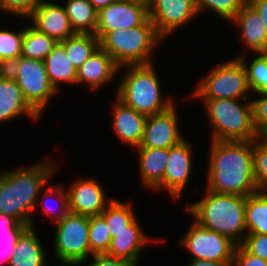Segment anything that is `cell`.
<instances>
[{
	"mask_svg": "<svg viewBox=\"0 0 267 266\" xmlns=\"http://www.w3.org/2000/svg\"><path fill=\"white\" fill-rule=\"evenodd\" d=\"M197 83L191 94L195 99H249L252 93L247 72L242 61L236 57L216 65ZM251 92V93H250Z\"/></svg>",
	"mask_w": 267,
	"mask_h": 266,
	"instance_id": "obj_7",
	"label": "cell"
},
{
	"mask_svg": "<svg viewBox=\"0 0 267 266\" xmlns=\"http://www.w3.org/2000/svg\"><path fill=\"white\" fill-rule=\"evenodd\" d=\"M233 262H218L204 259H191L187 266H232Z\"/></svg>",
	"mask_w": 267,
	"mask_h": 266,
	"instance_id": "obj_42",
	"label": "cell"
},
{
	"mask_svg": "<svg viewBox=\"0 0 267 266\" xmlns=\"http://www.w3.org/2000/svg\"><path fill=\"white\" fill-rule=\"evenodd\" d=\"M91 258L93 261L87 263L86 266H138V264L129 260L111 257L106 254L92 255Z\"/></svg>",
	"mask_w": 267,
	"mask_h": 266,
	"instance_id": "obj_40",
	"label": "cell"
},
{
	"mask_svg": "<svg viewBox=\"0 0 267 266\" xmlns=\"http://www.w3.org/2000/svg\"><path fill=\"white\" fill-rule=\"evenodd\" d=\"M112 57L100 46L77 69L76 84H84L96 91L117 78L121 70Z\"/></svg>",
	"mask_w": 267,
	"mask_h": 266,
	"instance_id": "obj_18",
	"label": "cell"
},
{
	"mask_svg": "<svg viewBox=\"0 0 267 266\" xmlns=\"http://www.w3.org/2000/svg\"><path fill=\"white\" fill-rule=\"evenodd\" d=\"M127 1H131V2L142 4L146 8L149 9V7L151 6L153 0H127Z\"/></svg>",
	"mask_w": 267,
	"mask_h": 266,
	"instance_id": "obj_44",
	"label": "cell"
},
{
	"mask_svg": "<svg viewBox=\"0 0 267 266\" xmlns=\"http://www.w3.org/2000/svg\"><path fill=\"white\" fill-rule=\"evenodd\" d=\"M148 18V8L144 5L127 0H117L98 11L95 35L100 41L108 32L120 28H136Z\"/></svg>",
	"mask_w": 267,
	"mask_h": 266,
	"instance_id": "obj_13",
	"label": "cell"
},
{
	"mask_svg": "<svg viewBox=\"0 0 267 266\" xmlns=\"http://www.w3.org/2000/svg\"><path fill=\"white\" fill-rule=\"evenodd\" d=\"M191 145L185 138L168 149V162L163 177V190L165 189L175 200L181 197L193 171L192 160L194 153Z\"/></svg>",
	"mask_w": 267,
	"mask_h": 266,
	"instance_id": "obj_16",
	"label": "cell"
},
{
	"mask_svg": "<svg viewBox=\"0 0 267 266\" xmlns=\"http://www.w3.org/2000/svg\"><path fill=\"white\" fill-rule=\"evenodd\" d=\"M240 245L247 252L267 260V234H246Z\"/></svg>",
	"mask_w": 267,
	"mask_h": 266,
	"instance_id": "obj_38",
	"label": "cell"
},
{
	"mask_svg": "<svg viewBox=\"0 0 267 266\" xmlns=\"http://www.w3.org/2000/svg\"><path fill=\"white\" fill-rule=\"evenodd\" d=\"M43 62L47 77L57 92L62 90L59 89L63 84L62 82L76 85L77 69L72 65L61 42H57Z\"/></svg>",
	"mask_w": 267,
	"mask_h": 266,
	"instance_id": "obj_24",
	"label": "cell"
},
{
	"mask_svg": "<svg viewBox=\"0 0 267 266\" xmlns=\"http://www.w3.org/2000/svg\"><path fill=\"white\" fill-rule=\"evenodd\" d=\"M57 169L58 164L47 159L30 167L0 171V231L35 226L32 212Z\"/></svg>",
	"mask_w": 267,
	"mask_h": 266,
	"instance_id": "obj_1",
	"label": "cell"
},
{
	"mask_svg": "<svg viewBox=\"0 0 267 266\" xmlns=\"http://www.w3.org/2000/svg\"><path fill=\"white\" fill-rule=\"evenodd\" d=\"M99 11L117 0H88Z\"/></svg>",
	"mask_w": 267,
	"mask_h": 266,
	"instance_id": "obj_43",
	"label": "cell"
},
{
	"mask_svg": "<svg viewBox=\"0 0 267 266\" xmlns=\"http://www.w3.org/2000/svg\"><path fill=\"white\" fill-rule=\"evenodd\" d=\"M174 104L166 111L148 116L140 147L169 149L185 137L181 134L179 117Z\"/></svg>",
	"mask_w": 267,
	"mask_h": 266,
	"instance_id": "obj_15",
	"label": "cell"
},
{
	"mask_svg": "<svg viewBox=\"0 0 267 266\" xmlns=\"http://www.w3.org/2000/svg\"><path fill=\"white\" fill-rule=\"evenodd\" d=\"M163 39L148 18L136 28H120L108 32L100 41L105 50L119 66L152 64V55Z\"/></svg>",
	"mask_w": 267,
	"mask_h": 266,
	"instance_id": "obj_6",
	"label": "cell"
},
{
	"mask_svg": "<svg viewBox=\"0 0 267 266\" xmlns=\"http://www.w3.org/2000/svg\"><path fill=\"white\" fill-rule=\"evenodd\" d=\"M43 192H44L42 193L43 196L41 197L42 200L38 201L39 203L37 202L36 209L38 207L37 205H41L42 210H43L42 212L48 215L52 220L54 219L55 220L54 223H56L60 221L69 212L67 190L64 188L62 184L54 185V186L53 184L52 185L48 184V187L47 188L45 187V190H43ZM51 200H52V203L50 202ZM54 201L58 203L59 205L57 209L55 208L57 205L54 207V203H55Z\"/></svg>",
	"mask_w": 267,
	"mask_h": 266,
	"instance_id": "obj_30",
	"label": "cell"
},
{
	"mask_svg": "<svg viewBox=\"0 0 267 266\" xmlns=\"http://www.w3.org/2000/svg\"><path fill=\"white\" fill-rule=\"evenodd\" d=\"M56 44L55 39L38 32L29 23L24 26L21 56L43 61Z\"/></svg>",
	"mask_w": 267,
	"mask_h": 266,
	"instance_id": "obj_28",
	"label": "cell"
},
{
	"mask_svg": "<svg viewBox=\"0 0 267 266\" xmlns=\"http://www.w3.org/2000/svg\"><path fill=\"white\" fill-rule=\"evenodd\" d=\"M232 266H267V260L247 252L241 245H237Z\"/></svg>",
	"mask_w": 267,
	"mask_h": 266,
	"instance_id": "obj_39",
	"label": "cell"
},
{
	"mask_svg": "<svg viewBox=\"0 0 267 266\" xmlns=\"http://www.w3.org/2000/svg\"><path fill=\"white\" fill-rule=\"evenodd\" d=\"M100 184L95 178L84 177L66 187L69 212L89 217L101 215L114 198L107 199Z\"/></svg>",
	"mask_w": 267,
	"mask_h": 266,
	"instance_id": "obj_14",
	"label": "cell"
},
{
	"mask_svg": "<svg viewBox=\"0 0 267 266\" xmlns=\"http://www.w3.org/2000/svg\"><path fill=\"white\" fill-rule=\"evenodd\" d=\"M112 236L102 215L89 217V247L93 255L106 254Z\"/></svg>",
	"mask_w": 267,
	"mask_h": 266,
	"instance_id": "obj_32",
	"label": "cell"
},
{
	"mask_svg": "<svg viewBox=\"0 0 267 266\" xmlns=\"http://www.w3.org/2000/svg\"><path fill=\"white\" fill-rule=\"evenodd\" d=\"M254 55L257 57L251 63H248L244 55H239L238 58L246 69L251 91L255 94H267V52H258Z\"/></svg>",
	"mask_w": 267,
	"mask_h": 266,
	"instance_id": "obj_31",
	"label": "cell"
},
{
	"mask_svg": "<svg viewBox=\"0 0 267 266\" xmlns=\"http://www.w3.org/2000/svg\"><path fill=\"white\" fill-rule=\"evenodd\" d=\"M23 35L24 27L19 32L0 29V59L7 65L21 57Z\"/></svg>",
	"mask_w": 267,
	"mask_h": 266,
	"instance_id": "obj_35",
	"label": "cell"
},
{
	"mask_svg": "<svg viewBox=\"0 0 267 266\" xmlns=\"http://www.w3.org/2000/svg\"><path fill=\"white\" fill-rule=\"evenodd\" d=\"M133 209L130 203H123L114 198L101 213L107 222L112 238L115 237V233L128 230V226L136 219Z\"/></svg>",
	"mask_w": 267,
	"mask_h": 266,
	"instance_id": "obj_29",
	"label": "cell"
},
{
	"mask_svg": "<svg viewBox=\"0 0 267 266\" xmlns=\"http://www.w3.org/2000/svg\"><path fill=\"white\" fill-rule=\"evenodd\" d=\"M140 180L144 188L154 191L163 190V177L168 162V149L137 146ZM161 189V190H160Z\"/></svg>",
	"mask_w": 267,
	"mask_h": 266,
	"instance_id": "obj_21",
	"label": "cell"
},
{
	"mask_svg": "<svg viewBox=\"0 0 267 266\" xmlns=\"http://www.w3.org/2000/svg\"><path fill=\"white\" fill-rule=\"evenodd\" d=\"M248 2V0H195L197 12L211 11L217 17L226 20L228 23L236 16L238 11ZM206 10V11H205Z\"/></svg>",
	"mask_w": 267,
	"mask_h": 266,
	"instance_id": "obj_33",
	"label": "cell"
},
{
	"mask_svg": "<svg viewBox=\"0 0 267 266\" xmlns=\"http://www.w3.org/2000/svg\"><path fill=\"white\" fill-rule=\"evenodd\" d=\"M154 63L146 65H127L123 78L117 84L116 97L126 106L140 114L151 116L159 114L176 104L170 96L164 97L160 79Z\"/></svg>",
	"mask_w": 267,
	"mask_h": 266,
	"instance_id": "obj_4",
	"label": "cell"
},
{
	"mask_svg": "<svg viewBox=\"0 0 267 266\" xmlns=\"http://www.w3.org/2000/svg\"><path fill=\"white\" fill-rule=\"evenodd\" d=\"M52 266H66V265H56V264H54V265H52Z\"/></svg>",
	"mask_w": 267,
	"mask_h": 266,
	"instance_id": "obj_47",
	"label": "cell"
},
{
	"mask_svg": "<svg viewBox=\"0 0 267 266\" xmlns=\"http://www.w3.org/2000/svg\"><path fill=\"white\" fill-rule=\"evenodd\" d=\"M61 43L65 47L72 65L78 69L100 46L99 39L95 34L76 33Z\"/></svg>",
	"mask_w": 267,
	"mask_h": 266,
	"instance_id": "obj_27",
	"label": "cell"
},
{
	"mask_svg": "<svg viewBox=\"0 0 267 266\" xmlns=\"http://www.w3.org/2000/svg\"><path fill=\"white\" fill-rule=\"evenodd\" d=\"M8 65L0 59V78L7 73Z\"/></svg>",
	"mask_w": 267,
	"mask_h": 266,
	"instance_id": "obj_45",
	"label": "cell"
},
{
	"mask_svg": "<svg viewBox=\"0 0 267 266\" xmlns=\"http://www.w3.org/2000/svg\"><path fill=\"white\" fill-rule=\"evenodd\" d=\"M115 100L112 105V129L121 143L123 142L134 149L141 144L143 139L147 116L126 106L117 97Z\"/></svg>",
	"mask_w": 267,
	"mask_h": 266,
	"instance_id": "obj_19",
	"label": "cell"
},
{
	"mask_svg": "<svg viewBox=\"0 0 267 266\" xmlns=\"http://www.w3.org/2000/svg\"><path fill=\"white\" fill-rule=\"evenodd\" d=\"M35 227L0 231V264L8 266H50ZM4 261V262H3Z\"/></svg>",
	"mask_w": 267,
	"mask_h": 266,
	"instance_id": "obj_10",
	"label": "cell"
},
{
	"mask_svg": "<svg viewBox=\"0 0 267 266\" xmlns=\"http://www.w3.org/2000/svg\"><path fill=\"white\" fill-rule=\"evenodd\" d=\"M63 5L75 33L95 34L98 11L88 0H67Z\"/></svg>",
	"mask_w": 267,
	"mask_h": 266,
	"instance_id": "obj_25",
	"label": "cell"
},
{
	"mask_svg": "<svg viewBox=\"0 0 267 266\" xmlns=\"http://www.w3.org/2000/svg\"><path fill=\"white\" fill-rule=\"evenodd\" d=\"M206 188L248 196L258 192L253 176V141L211 140Z\"/></svg>",
	"mask_w": 267,
	"mask_h": 266,
	"instance_id": "obj_2",
	"label": "cell"
},
{
	"mask_svg": "<svg viewBox=\"0 0 267 266\" xmlns=\"http://www.w3.org/2000/svg\"><path fill=\"white\" fill-rule=\"evenodd\" d=\"M238 26L243 46L252 53L267 52V29L256 9L247 2L230 21Z\"/></svg>",
	"mask_w": 267,
	"mask_h": 266,
	"instance_id": "obj_20",
	"label": "cell"
},
{
	"mask_svg": "<svg viewBox=\"0 0 267 266\" xmlns=\"http://www.w3.org/2000/svg\"><path fill=\"white\" fill-rule=\"evenodd\" d=\"M244 217L247 234H267V192L246 197Z\"/></svg>",
	"mask_w": 267,
	"mask_h": 266,
	"instance_id": "obj_26",
	"label": "cell"
},
{
	"mask_svg": "<svg viewBox=\"0 0 267 266\" xmlns=\"http://www.w3.org/2000/svg\"><path fill=\"white\" fill-rule=\"evenodd\" d=\"M39 0H0V11L21 17L25 21L37 6Z\"/></svg>",
	"mask_w": 267,
	"mask_h": 266,
	"instance_id": "obj_36",
	"label": "cell"
},
{
	"mask_svg": "<svg viewBox=\"0 0 267 266\" xmlns=\"http://www.w3.org/2000/svg\"><path fill=\"white\" fill-rule=\"evenodd\" d=\"M21 116L35 121L40 118L25 101L17 82L6 73L0 78V123Z\"/></svg>",
	"mask_w": 267,
	"mask_h": 266,
	"instance_id": "obj_23",
	"label": "cell"
},
{
	"mask_svg": "<svg viewBox=\"0 0 267 266\" xmlns=\"http://www.w3.org/2000/svg\"><path fill=\"white\" fill-rule=\"evenodd\" d=\"M262 137L267 141V132Z\"/></svg>",
	"mask_w": 267,
	"mask_h": 266,
	"instance_id": "obj_46",
	"label": "cell"
},
{
	"mask_svg": "<svg viewBox=\"0 0 267 266\" xmlns=\"http://www.w3.org/2000/svg\"><path fill=\"white\" fill-rule=\"evenodd\" d=\"M54 256L57 265L80 266L93 254L89 247V216L68 212L55 223Z\"/></svg>",
	"mask_w": 267,
	"mask_h": 266,
	"instance_id": "obj_8",
	"label": "cell"
},
{
	"mask_svg": "<svg viewBox=\"0 0 267 266\" xmlns=\"http://www.w3.org/2000/svg\"><path fill=\"white\" fill-rule=\"evenodd\" d=\"M148 14L156 32L164 41L199 15L195 0H153Z\"/></svg>",
	"mask_w": 267,
	"mask_h": 266,
	"instance_id": "obj_12",
	"label": "cell"
},
{
	"mask_svg": "<svg viewBox=\"0 0 267 266\" xmlns=\"http://www.w3.org/2000/svg\"><path fill=\"white\" fill-rule=\"evenodd\" d=\"M258 94L251 100L253 123L259 136L267 132V94Z\"/></svg>",
	"mask_w": 267,
	"mask_h": 266,
	"instance_id": "obj_37",
	"label": "cell"
},
{
	"mask_svg": "<svg viewBox=\"0 0 267 266\" xmlns=\"http://www.w3.org/2000/svg\"><path fill=\"white\" fill-rule=\"evenodd\" d=\"M207 114L211 139L253 141L259 135L254 127L249 99H199ZM249 100V101H248Z\"/></svg>",
	"mask_w": 267,
	"mask_h": 266,
	"instance_id": "obj_5",
	"label": "cell"
},
{
	"mask_svg": "<svg viewBox=\"0 0 267 266\" xmlns=\"http://www.w3.org/2000/svg\"><path fill=\"white\" fill-rule=\"evenodd\" d=\"M138 222L136 218L128 226V230L115 233L106 255L126 259L139 265L138 261L141 258V252H143L145 244L148 245V241L151 240L155 241L143 232L140 222Z\"/></svg>",
	"mask_w": 267,
	"mask_h": 266,
	"instance_id": "obj_22",
	"label": "cell"
},
{
	"mask_svg": "<svg viewBox=\"0 0 267 266\" xmlns=\"http://www.w3.org/2000/svg\"><path fill=\"white\" fill-rule=\"evenodd\" d=\"M253 176L258 192H267V141L262 136L253 140Z\"/></svg>",
	"mask_w": 267,
	"mask_h": 266,
	"instance_id": "obj_34",
	"label": "cell"
},
{
	"mask_svg": "<svg viewBox=\"0 0 267 266\" xmlns=\"http://www.w3.org/2000/svg\"><path fill=\"white\" fill-rule=\"evenodd\" d=\"M191 259L233 262L237 244L228 237L205 229L194 220L179 242Z\"/></svg>",
	"mask_w": 267,
	"mask_h": 266,
	"instance_id": "obj_11",
	"label": "cell"
},
{
	"mask_svg": "<svg viewBox=\"0 0 267 266\" xmlns=\"http://www.w3.org/2000/svg\"><path fill=\"white\" fill-rule=\"evenodd\" d=\"M245 203L246 196L215 193L205 189L203 198L186 204L185 209L203 228L224 235L240 245L247 234Z\"/></svg>",
	"mask_w": 267,
	"mask_h": 266,
	"instance_id": "obj_3",
	"label": "cell"
},
{
	"mask_svg": "<svg viewBox=\"0 0 267 266\" xmlns=\"http://www.w3.org/2000/svg\"><path fill=\"white\" fill-rule=\"evenodd\" d=\"M7 73L17 82L25 101L42 118L50 100L58 94L47 77L44 62L21 56L8 65Z\"/></svg>",
	"mask_w": 267,
	"mask_h": 266,
	"instance_id": "obj_9",
	"label": "cell"
},
{
	"mask_svg": "<svg viewBox=\"0 0 267 266\" xmlns=\"http://www.w3.org/2000/svg\"><path fill=\"white\" fill-rule=\"evenodd\" d=\"M248 2L259 13L260 18L267 29V0H248Z\"/></svg>",
	"mask_w": 267,
	"mask_h": 266,
	"instance_id": "obj_41",
	"label": "cell"
},
{
	"mask_svg": "<svg viewBox=\"0 0 267 266\" xmlns=\"http://www.w3.org/2000/svg\"><path fill=\"white\" fill-rule=\"evenodd\" d=\"M26 21L31 23L30 25L38 32L48 35L57 42L76 34L71 27L64 6L50 0H39Z\"/></svg>",
	"mask_w": 267,
	"mask_h": 266,
	"instance_id": "obj_17",
	"label": "cell"
}]
</instances>
